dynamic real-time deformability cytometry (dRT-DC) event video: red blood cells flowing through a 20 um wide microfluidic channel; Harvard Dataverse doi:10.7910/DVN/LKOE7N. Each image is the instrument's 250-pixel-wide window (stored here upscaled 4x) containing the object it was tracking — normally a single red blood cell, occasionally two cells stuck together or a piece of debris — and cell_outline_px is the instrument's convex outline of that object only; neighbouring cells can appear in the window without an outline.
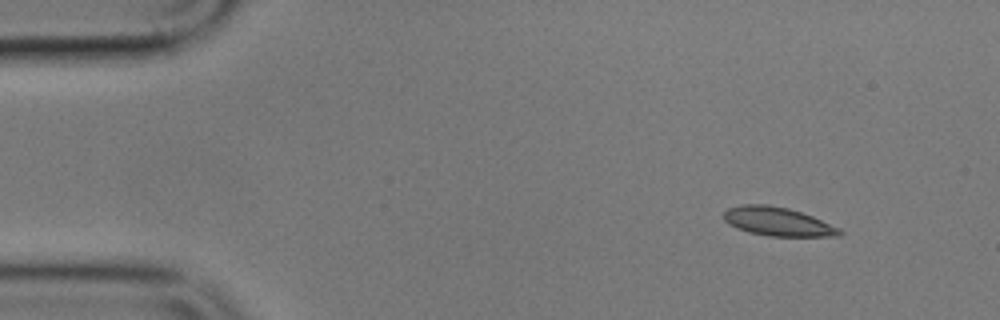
{"species": "common noctule bat (a hibernating species)", "species_latin": "Nyctalus noctula", "temperature_condition": "cold", "stored_images_in_passage": 3, "camera_frame_rate_fps": 3000, "um_per_image_px": 0.085, "animal": {"sex": "male", "body_mass_g": 17.9}, "frame": {"image": 1, "passage_image": 1, "time_ms": 0.0, "image_size_px": [1000, 320], "cell_outline_px": [[844, 232], [840, 236], [768, 236], [748, 232], [736, 228], [728, 224], [724, 220], [724, 212], [728, 208], [744, 204], [768, 204], [788, 208], [812, 216], [840, 228]], "centroid_in_image_um": [66.1, 18.83], "position_along_channel_um": 18.9, "area_um2": 19.42}}